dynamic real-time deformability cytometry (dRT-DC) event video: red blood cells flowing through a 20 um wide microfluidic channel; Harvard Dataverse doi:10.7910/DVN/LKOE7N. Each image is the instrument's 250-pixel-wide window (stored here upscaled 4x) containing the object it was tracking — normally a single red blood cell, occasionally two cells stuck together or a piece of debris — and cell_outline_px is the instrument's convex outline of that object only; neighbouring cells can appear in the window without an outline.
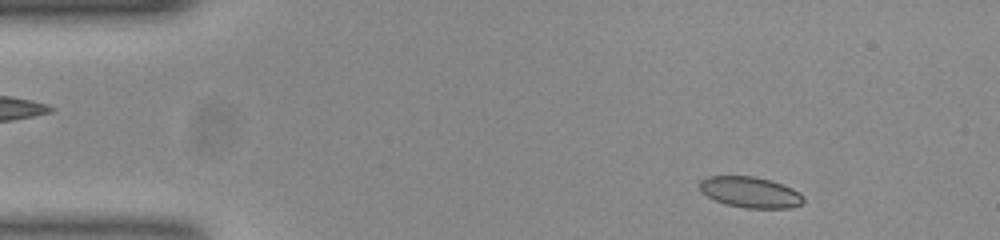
{"species": "common noctule bat (a hibernating species)", "species_latin": "Nyctalus noctula", "temperature_condition": "room temperature", "stored_images_in_passage": 50, "camera_frame_rate_fps": 3000, "um_per_image_px": 0.085, "animal": {"sex": "female", "body_mass_g": 23.0, "forearm_length_mm": 53.4}, "frame": {"image": 1, "passage_image": 4, "time_ms": 1.0, "image_size_px": [1000, 240], "cell_outline_px": [[804, 200], [800, 204], [788, 208], [744, 208], [728, 204], [716, 200], [700, 192], [700, 180], [708, 176], [752, 176], [772, 180], [792, 188], [800, 192], [804, 196]], "centroid_in_image_um": [63.78, 16.33], "position_along_channel_um": 21.2, "area_um2": 18.67}}
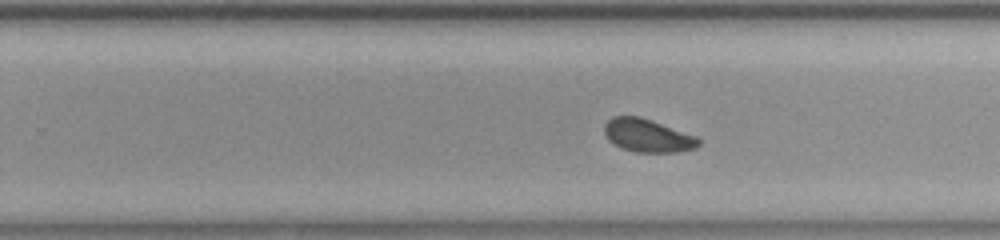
{"frame": {"image": 2, "passage_image": 30, "time_ms": 9.667, "image_size_px": [1000, 240], "cell_outline_px": [[700, 144], [696, 148], [676, 152], [636, 152], [624, 148], [608, 140], [604, 132], [604, 124], [612, 116], [640, 116], [696, 136], [700, 140]], "centroid_in_image_um": [55.04, 11.51], "position_along_channel_um": 274.8, "area_um2": 18.03}}
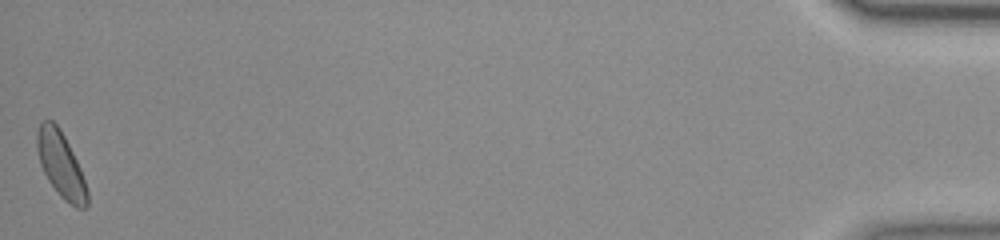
{"frame": {"image": 3, "passage_image": 50, "time_ms": 16.333, "image_size_px": [1000, 240], "cell_outline_px": [[88, 204], [84, 208], [76, 208], [64, 200], [60, 196], [48, 180], [40, 164], [36, 148], [36, 132], [40, 120], [52, 120], [60, 128], [80, 168], [88, 192]], "centroid_in_image_um": [5.15, 13.98], "position_along_channel_um": 430.1, "area_um2": 19.13}, "authors_computed_cell_mechanics": {"area_um2": 18.6983, "velocity_mm_per_s": 3.8483, "shape_relaxation_time_tau1_ms": 1.4993, "shape_relaxation_time_tau2_ms": null, "deformation_change_tau1": 0.0658, "deformation_change_tau2": null}}